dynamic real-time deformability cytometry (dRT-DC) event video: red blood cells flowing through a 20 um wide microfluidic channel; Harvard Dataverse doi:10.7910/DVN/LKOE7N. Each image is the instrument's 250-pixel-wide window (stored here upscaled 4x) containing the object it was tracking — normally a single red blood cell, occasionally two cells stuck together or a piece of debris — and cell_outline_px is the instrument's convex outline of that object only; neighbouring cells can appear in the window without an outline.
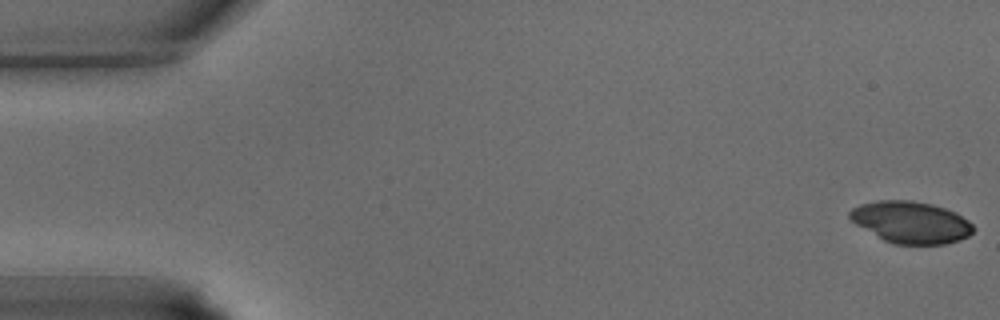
{"species": "common noctule bat (a hibernating species)", "species_latin": "Nyctalus noctula", "temperature_condition": "warm", "stored_images_in_passage": 39, "segment_of_instrument_passage": [1, 2], "camera_frame_rate_fps": 3000, "um_per_image_px": 0.085, "animal": {"sex": "male", "body_mass_g": 15.6}, "frame": {"image": 1, "passage_image": 1, "time_ms": 0.0, "image_size_px": [1000, 320], "cell_outline_px": [[976, 228], [968, 236], [960, 240], [944, 244], [896, 244], [884, 240], [856, 224], [848, 216], [848, 212], [852, 208], [860, 204], [880, 200], [912, 200], [932, 204], [956, 212], [968, 220]], "centroid_in_image_um": [77.44, 18.88], "position_along_channel_um": 7.6, "area_um2": 30.06}}
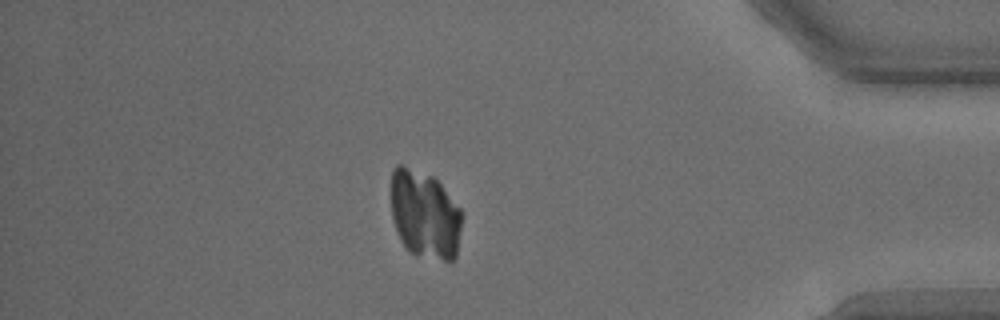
{"frame": {"image": 2, "passage_image": 33, "time_ms": 10.667, "image_size_px": [1000, 320], "cell_outline_px": [[460, 228], [456, 256], [452, 260], [444, 260], [416, 256], [400, 240], [392, 216], [392, 168], [396, 164], [404, 164], [432, 176], [440, 184], [460, 208]], "centroid_in_image_um": [36.08, 18.21], "position_along_channel_um": 399.1, "area_um2": 36.13}}